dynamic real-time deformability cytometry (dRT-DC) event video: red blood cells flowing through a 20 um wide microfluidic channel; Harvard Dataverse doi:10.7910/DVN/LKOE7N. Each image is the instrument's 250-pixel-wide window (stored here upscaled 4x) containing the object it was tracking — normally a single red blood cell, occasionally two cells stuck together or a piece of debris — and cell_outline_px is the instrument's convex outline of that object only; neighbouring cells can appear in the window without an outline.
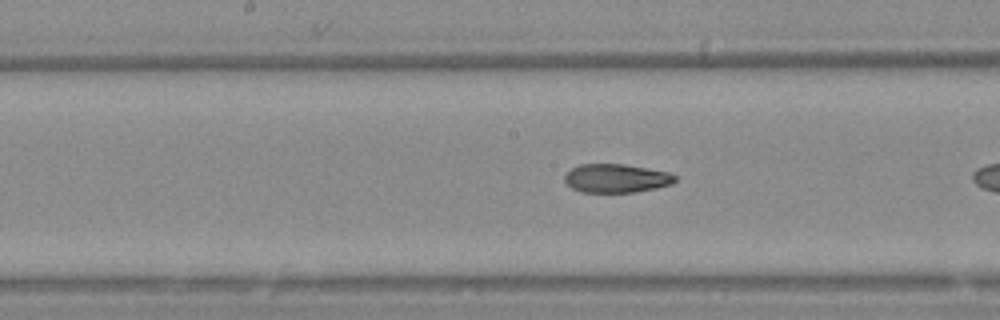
{"species": "Egyptian fruit bat (a non-hibernating species)", "species_latin": "Rousettus aegyptiacus", "temperature_condition": "warm", "stored_images_in_passage": 14, "segment_of_instrument_passage": [2, 2], "camera_frame_rate_fps": 3000, "um_per_image_px": 0.085, "animal": {"sex": "female"}, "frame": {"image": 1, "passage_image": 12, "time_ms": 3.667, "image_size_px": [1000, 320], "cell_outline_px": [[676, 180], [672, 184], [656, 188], [632, 192], [580, 192], [572, 188], [564, 180], [564, 176], [572, 168], [580, 164], [624, 164], [668, 172], [676, 176]], "centroid_in_image_um": [52.38, 15.15], "position_along_channel_um": 195.8, "area_um2": 18.32}}